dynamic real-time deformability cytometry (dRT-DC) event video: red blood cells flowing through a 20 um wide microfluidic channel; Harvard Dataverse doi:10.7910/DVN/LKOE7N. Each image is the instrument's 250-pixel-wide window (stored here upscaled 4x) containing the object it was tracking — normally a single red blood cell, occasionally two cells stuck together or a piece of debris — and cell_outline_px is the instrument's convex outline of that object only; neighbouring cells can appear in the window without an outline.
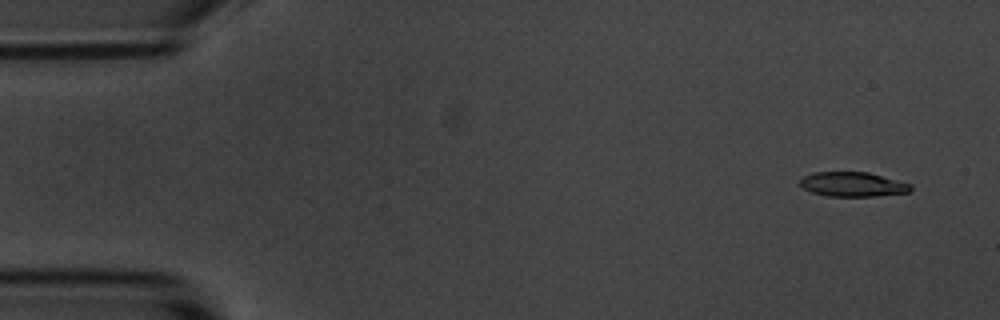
{"species": "common noctule bat (a hibernating species)", "species_latin": "Nyctalus noctula", "temperature_condition": "room temperature", "stored_images_in_passage": 6, "camera_frame_rate_fps": 3000, "um_per_image_px": 0.085, "animal": {"sex": "male", "body_mass_g": 20.1, "forearm_length_mm": 53.5}, "frame": {"image": 1, "passage_image": 2, "time_ms": 1.0, "image_size_px": [1000, 320], "cell_outline_px": [[912, 188], [908, 192], [876, 196], [828, 196], [812, 192], [800, 188], [800, 180], [804, 176], [812, 172], [868, 172], [912, 184]], "centroid_in_image_um": [72.45, 15.66], "position_along_channel_um": 12.5, "area_um2": 15.84}}